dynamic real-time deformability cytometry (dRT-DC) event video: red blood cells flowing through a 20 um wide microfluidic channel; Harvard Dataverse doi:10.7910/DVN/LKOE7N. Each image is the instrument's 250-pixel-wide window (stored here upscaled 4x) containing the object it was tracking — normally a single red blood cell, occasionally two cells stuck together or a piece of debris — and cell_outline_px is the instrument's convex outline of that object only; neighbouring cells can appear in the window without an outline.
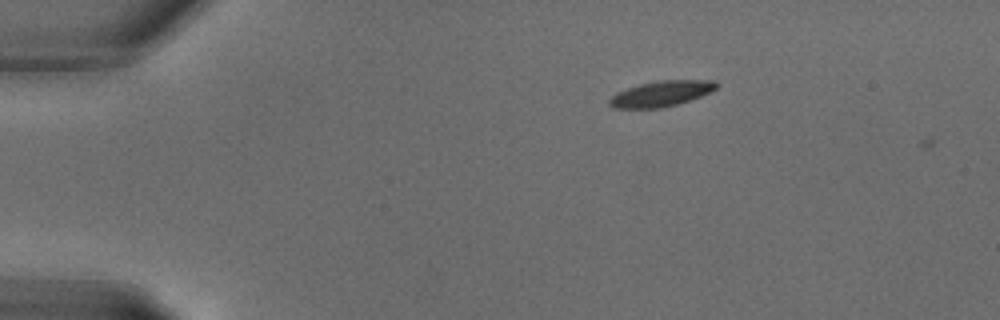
{"species": "common noctule bat (a hibernating species)", "species_latin": "Nyctalus noctula", "temperature_condition": "warm", "stored_images_in_passage": 2, "camera_frame_rate_fps": 3000, "um_per_image_px": 0.085, "animal": {"sex": "male", "body_mass_g": 18.8}, "frame": {"image": 1, "passage_image": 1, "time_ms": 0.0, "image_size_px": [1000, 320], "cell_outline_px": [[720, 84], [716, 88], [700, 96], [676, 104], [660, 108], [612, 108], [608, 104], [608, 100], [616, 92], [640, 84], [660, 80], [716, 80]], "centroid_in_image_um": [56.18, 7.95], "position_along_channel_um": 28.8, "area_um2": 15.84}}